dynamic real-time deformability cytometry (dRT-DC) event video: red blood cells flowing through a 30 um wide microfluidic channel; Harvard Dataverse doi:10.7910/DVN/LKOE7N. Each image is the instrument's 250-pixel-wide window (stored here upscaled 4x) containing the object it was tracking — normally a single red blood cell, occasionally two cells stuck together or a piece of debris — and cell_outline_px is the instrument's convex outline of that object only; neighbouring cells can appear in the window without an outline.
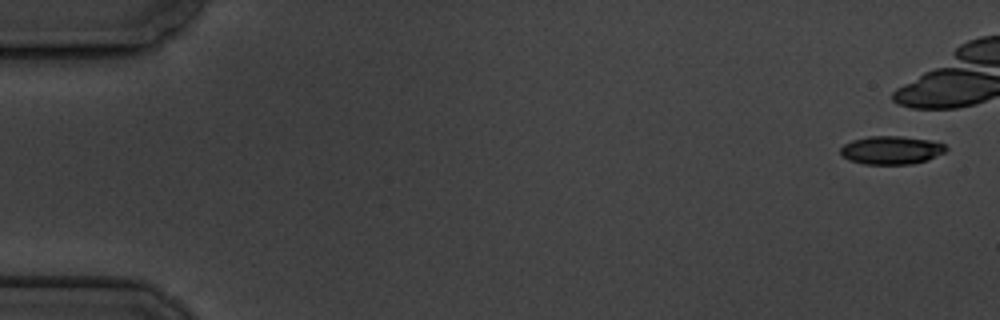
{"species": "common noctule bat (a hibernating species)", "species_latin": "Nyctalus noctula", "temperature_condition": "cold", "stored_images_in_passage": 8, "camera_frame_rate_fps": 3000, "um_per_image_px": 0.085, "animal": {"sex": "male", "body_mass_g": 19.5, "forearm_length_mm": 54.6}, "frame": {"image": 1, "passage_image": 1, "time_ms": 0.0, "image_size_px": [1000, 320], "cell_outline_px": [[948, 148], [944, 152], [928, 160], [912, 164], [864, 164], [848, 160], [840, 156], [840, 148], [844, 144], [852, 140], [868, 136], [900, 136], [928, 140], [944, 144]], "centroid_in_image_um": [75.72, 12.77], "position_along_channel_um": 9.3, "area_um2": 17.46}}